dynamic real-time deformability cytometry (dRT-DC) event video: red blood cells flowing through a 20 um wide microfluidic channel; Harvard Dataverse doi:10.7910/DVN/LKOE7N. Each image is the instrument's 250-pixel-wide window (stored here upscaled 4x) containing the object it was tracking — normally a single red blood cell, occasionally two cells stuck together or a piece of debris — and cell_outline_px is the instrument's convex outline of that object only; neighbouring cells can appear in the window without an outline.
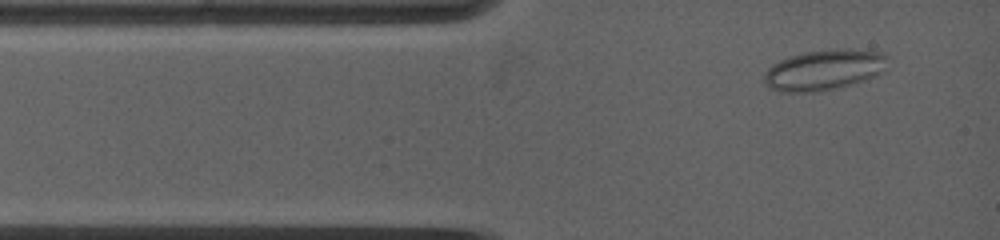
{"species": "common noctule bat (a hibernating species)", "species_latin": "Nyctalus noctula", "temperature_condition": "warm", "stored_images_in_passage": 37, "camera_frame_rate_fps": 5000, "um_per_image_px": 0.085, "animal": {"sex": "female", "body_mass_g": 19.0, "forearm_length_mm": 53.3}, "frame": {"image": 1, "passage_image": 2, "time_ms": 0.4, "image_size_px": [1000, 240], "cell_outline_px": [[888, 56], [880, 72], [876, 76], [864, 80], [836, 88], [816, 92], [780, 92], [768, 88], [764, 84], [764, 72], [772, 64], [788, 56], [804, 52], [848, 48], [884, 52]], "centroid_in_image_um": [69.99, 5.94], "position_along_channel_um": 15.0, "area_um2": 29.25}}
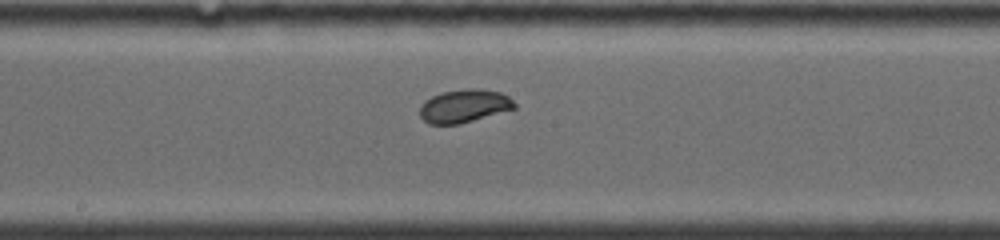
{"frame": {"image": 2, "passage_image": 19, "time_ms": 6.0, "image_size_px": [1000, 240], "cell_outline_px": [[516, 108], [460, 124], [428, 124], [420, 116], [420, 104], [424, 100], [432, 96], [444, 92], [468, 88], [480, 88], [500, 92], [508, 96], [516, 104]], "centroid_in_image_um": [39.45, 9.01], "position_along_channel_um": 208.8, "area_um2": 18.32}}
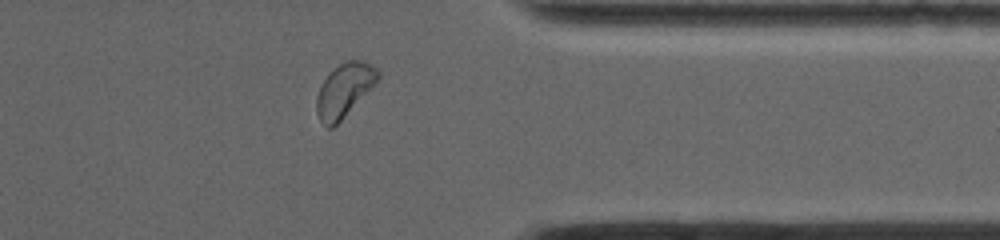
{"frame": {"image": 3, "passage_image": 32, "time_ms": 10.6, "image_size_px": [1000, 240], "cell_outline_px": [[380, 76], [340, 120], [332, 128], [328, 128], [320, 120], [316, 112], [316, 96], [320, 84], [340, 64], [348, 60], [360, 60], [376, 68], [380, 72]], "centroid_in_image_um": [29.21, 7.66], "position_along_channel_um": 382.2, "area_um2": 18.21}}